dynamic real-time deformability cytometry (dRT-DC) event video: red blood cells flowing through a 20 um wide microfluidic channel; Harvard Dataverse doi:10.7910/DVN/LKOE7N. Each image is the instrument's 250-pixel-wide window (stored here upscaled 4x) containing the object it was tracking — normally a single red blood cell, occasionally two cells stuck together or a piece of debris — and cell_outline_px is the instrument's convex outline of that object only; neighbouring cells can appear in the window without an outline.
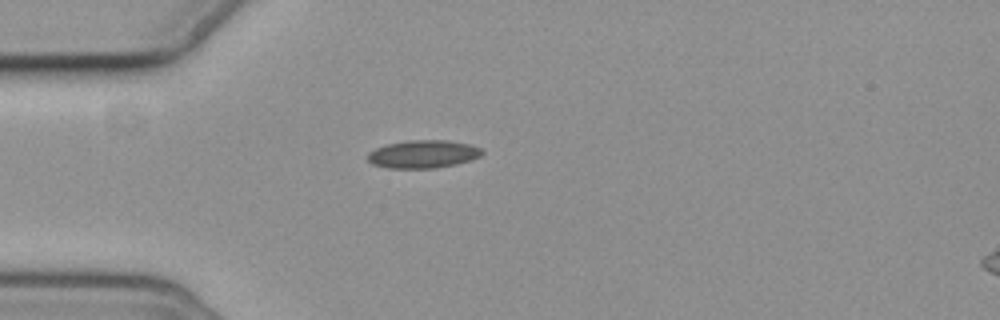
{"species": "common noctule bat (a hibernating species)", "species_latin": "Nyctalus noctula", "temperature_condition": "cold", "stored_images_in_passage": 7, "camera_frame_rate_fps": 3000, "um_per_image_px": 0.085, "animal": {"sex": "female", "body_mass_g": 19.3, "forearm_length_mm": 54.1}, "frame": {"image": 1, "passage_image": 7, "time_ms": 7.667, "image_size_px": [1000, 320], "cell_outline_px": [[484, 152], [480, 156], [472, 160], [456, 164], [436, 168], [388, 168], [372, 164], [368, 160], [368, 152], [376, 148], [388, 144], [408, 140], [448, 140], [468, 144], [480, 148]], "centroid_in_image_um": [35.97, 13.1], "position_along_channel_um": 49.0, "area_um2": 18.61}}